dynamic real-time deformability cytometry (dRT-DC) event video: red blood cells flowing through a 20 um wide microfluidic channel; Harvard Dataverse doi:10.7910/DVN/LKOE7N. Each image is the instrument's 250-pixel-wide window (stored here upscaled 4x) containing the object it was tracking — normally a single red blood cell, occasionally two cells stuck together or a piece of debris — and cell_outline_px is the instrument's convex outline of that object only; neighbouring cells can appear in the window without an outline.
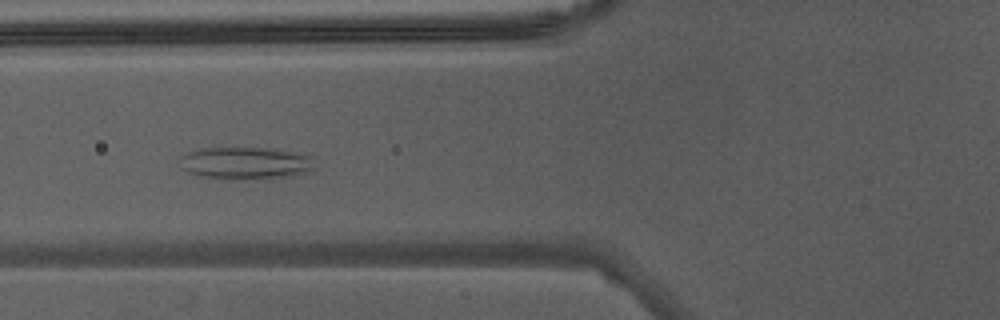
{"species": "Egyptian fruit bat (a non-hibernating species)", "species_latin": "Rousettus aegyptiacus", "temperature_condition": "warm", "stored_images_in_passage": 40, "camera_frame_rate_fps": 3000, "um_per_image_px": 0.085, "animal": {"sex": "male"}, "frame": {"image": 1, "passage_image": 12, "time_ms": 3.667, "image_size_px": [1000, 320], "cell_outline_px": [[316, 168], [284, 176], [200, 176], [188, 172], [184, 168], [180, 156], [188, 152], [204, 148], [272, 148], [312, 156]], "centroid_in_image_um": [20.88, 13.79], "position_along_channel_um": 104.9, "area_um2": 23.7}}